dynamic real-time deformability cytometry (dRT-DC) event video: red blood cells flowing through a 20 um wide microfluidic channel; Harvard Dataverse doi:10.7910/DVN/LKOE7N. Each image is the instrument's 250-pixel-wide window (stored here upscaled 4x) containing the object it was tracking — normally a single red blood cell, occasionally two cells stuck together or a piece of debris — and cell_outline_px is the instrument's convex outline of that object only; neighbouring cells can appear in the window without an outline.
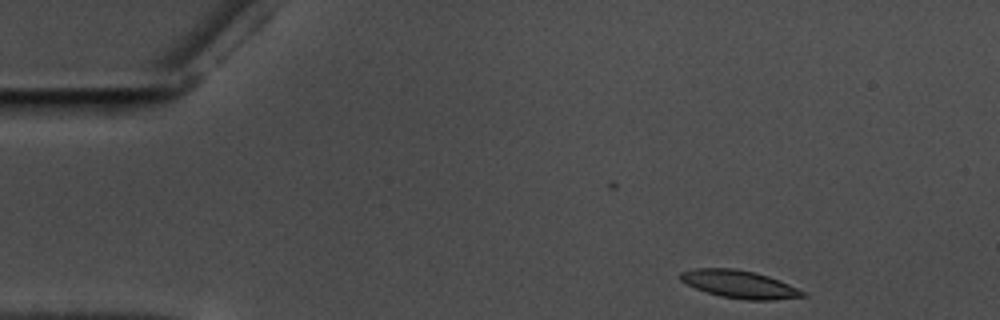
{"species": "common noctule bat (a hibernating species)", "species_latin": "Nyctalus noctula", "temperature_condition": "warm", "stored_images_in_passage": 42, "camera_frame_rate_fps": 3000, "um_per_image_px": 0.085, "animal": {"sex": "male", "body_mass_g": 17.5, "forearm_length_mm": 52.3}, "frame": {"image": 1, "passage_image": 1, "time_ms": 0.0, "image_size_px": [1000, 320], "cell_outline_px": [[808, 296], [772, 300], [748, 300], [720, 296], [696, 288], [680, 280], [676, 276], [680, 272], [696, 268], [736, 268], [756, 272], [768, 276], [788, 284], [804, 292]], "centroid_in_image_um": [62.82, 24.15], "position_along_channel_um": 22.2, "area_um2": 19.71}}
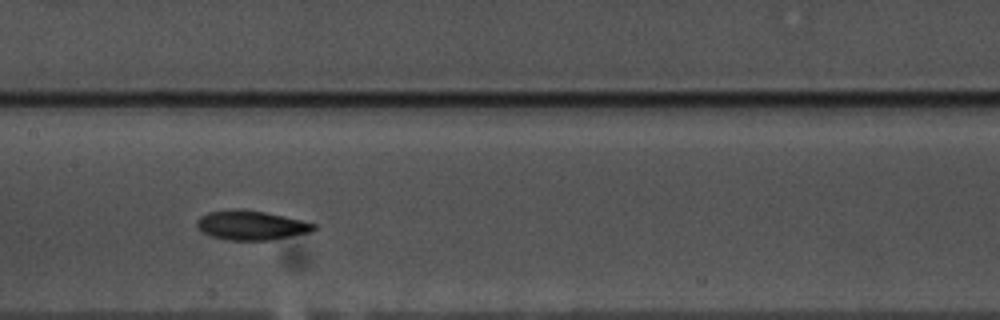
{"frame": {"image": 2, "passage_image": 22, "time_ms": 7.0, "image_size_px": [1000, 320], "cell_outline_px": [[320, 224], [312, 232], [268, 240], [228, 240], [212, 236], [204, 232], [196, 224], [196, 220], [200, 216], [208, 212], [228, 208], [240, 208], [264, 212], [304, 220]], "centroid_in_image_um": [21.39, 19.12], "position_along_channel_um": 186.0, "area_um2": 20.23}}
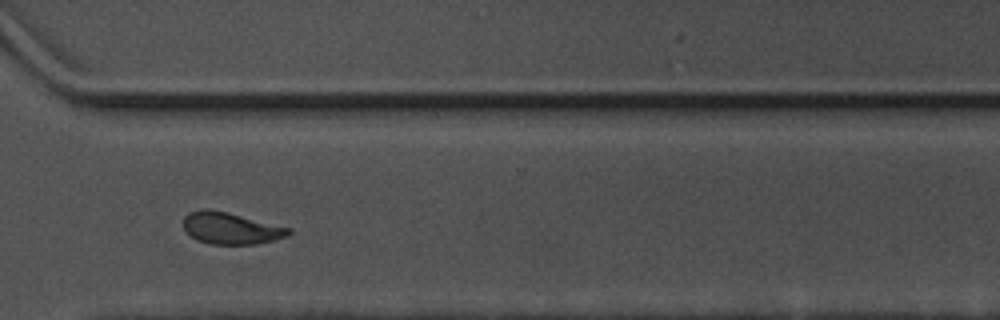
{"frame": {"image": 3, "passage_image": 36, "time_ms": 11.667, "image_size_px": [1000, 320], "cell_outline_px": [[292, 232], [288, 236], [256, 244], [212, 244], [196, 240], [184, 228], [184, 216], [188, 212], [200, 208], [208, 208], [228, 212], [292, 228]], "centroid_in_image_um": [19.62, 19.38], "position_along_channel_um": 351.0, "area_um2": 19.59}, "authors_computed_cell_mechanics": {"area_um2": 19.7676, "velocity_mm_per_s": 3.5295, "shape_relaxation_time_tau1_ms": 4.0159, "shape_relaxation_time_tau2_ms": 2.599, "deformation_change_tau1": 0.1543, "deformation_change_tau2": 0.0836}}